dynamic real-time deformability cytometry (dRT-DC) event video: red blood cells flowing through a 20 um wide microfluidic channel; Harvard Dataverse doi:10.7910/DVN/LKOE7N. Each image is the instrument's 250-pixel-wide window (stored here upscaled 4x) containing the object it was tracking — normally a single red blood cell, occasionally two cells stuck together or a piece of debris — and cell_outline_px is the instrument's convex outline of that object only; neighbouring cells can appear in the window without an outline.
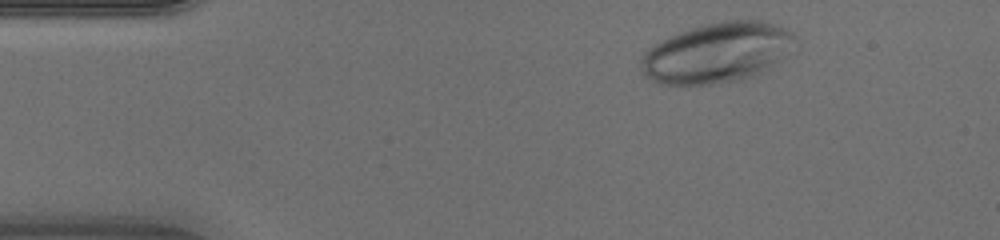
{"species": "human", "species_latin": "Homo sapiens", "temperature_condition": "warm", "stored_images_in_passage": 34, "camera_frame_rate_fps": 3000, "um_per_image_px": 0.085, "donor": {"sex": "male"}, "frame": {"image": 1, "passage_image": 3, "time_ms": 0.667, "image_size_px": [1000, 240], "cell_outline_px": [[800, 44], [796, 52], [756, 76], [736, 80], [712, 84], [660, 84], [644, 76], [640, 68], [640, 60], [644, 52], [648, 48], [680, 32], [692, 28], [708, 24], [728, 20], [764, 20], [784, 28], [792, 32]], "centroid_in_image_um": [61.07, 4.49], "position_along_channel_um": 23.9, "area_um2": 54.56}}
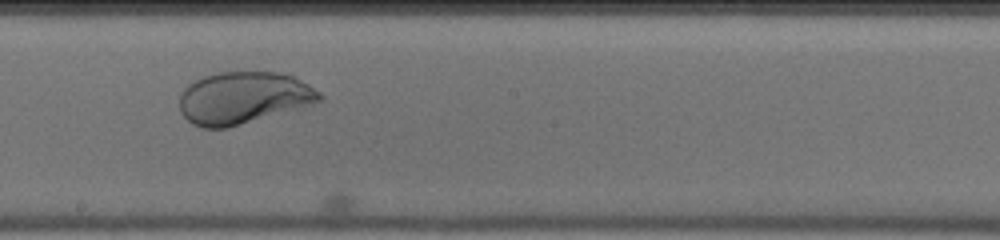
{"frame": {"image": 2, "passage_image": 22, "time_ms": 7.0, "image_size_px": [1000, 240], "cell_outline_px": [[324, 100], [228, 128], [204, 128], [192, 124], [180, 112], [180, 92], [192, 80], [216, 72], [280, 72], [296, 76], [320, 92], [324, 96]], "centroid_in_image_um": [20.67, 8.3], "position_along_channel_um": 227.5, "area_um2": 42.66}}
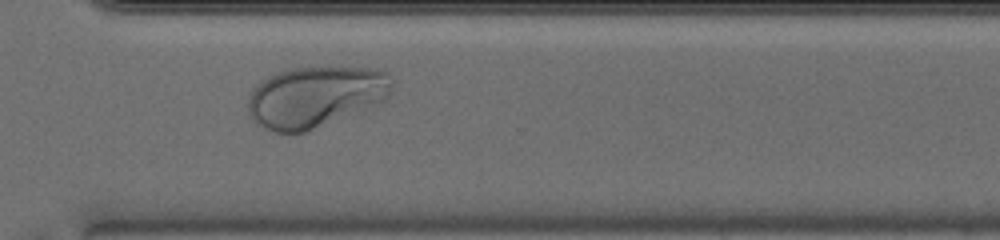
{"frame": {"image": 3, "passage_image": 30, "time_ms": 9.667, "image_size_px": [1000, 240], "cell_outline_px": [[392, 88], [388, 96], [384, 100], [304, 132], [276, 132], [264, 128], [256, 124], [252, 120], [248, 112], [248, 96], [252, 88], [260, 80], [268, 76], [292, 68], [380, 68], [392, 72]], "centroid_in_image_um": [26.78, 8.19], "position_along_channel_um": 343.8, "area_um2": 50.86}}